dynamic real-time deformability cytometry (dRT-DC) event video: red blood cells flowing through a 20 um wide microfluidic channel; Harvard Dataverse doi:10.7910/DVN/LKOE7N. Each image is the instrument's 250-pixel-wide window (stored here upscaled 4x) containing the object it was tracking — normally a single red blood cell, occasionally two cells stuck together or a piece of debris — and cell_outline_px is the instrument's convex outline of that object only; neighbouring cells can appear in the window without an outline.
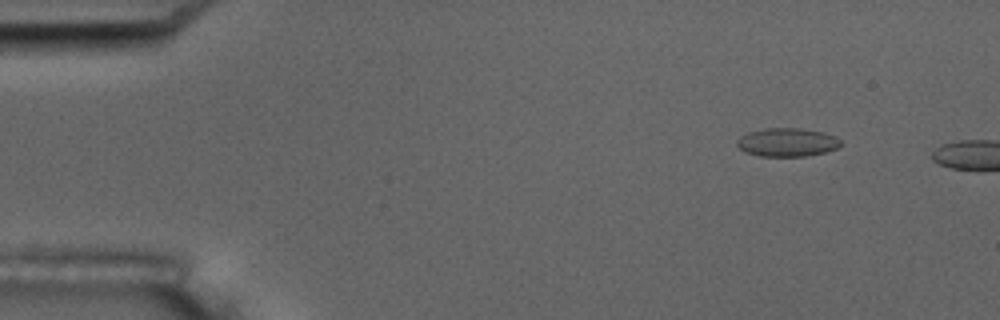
{"species": "common noctule bat (a hibernating species)", "species_latin": "Nyctalus noctula", "temperature_condition": "room temperature", "stored_images_in_passage": 4, "camera_frame_rate_fps": 3000, "um_per_image_px": 0.085, "animal": {"sex": "male", "body_mass_g": 17.5, "forearm_length_mm": 52.3}, "frame": {"image": 1, "passage_image": 2, "time_ms": 1.333, "image_size_px": [1000, 320], "cell_outline_px": [[840, 148], [824, 152], [804, 156], [760, 156], [744, 152], [736, 144], [736, 140], [740, 136], [748, 132], [764, 128], [800, 128], [824, 132], [836, 136], [840, 140]], "centroid_in_image_um": [66.9, 12.09], "position_along_channel_um": 18.1, "area_um2": 17.34}}